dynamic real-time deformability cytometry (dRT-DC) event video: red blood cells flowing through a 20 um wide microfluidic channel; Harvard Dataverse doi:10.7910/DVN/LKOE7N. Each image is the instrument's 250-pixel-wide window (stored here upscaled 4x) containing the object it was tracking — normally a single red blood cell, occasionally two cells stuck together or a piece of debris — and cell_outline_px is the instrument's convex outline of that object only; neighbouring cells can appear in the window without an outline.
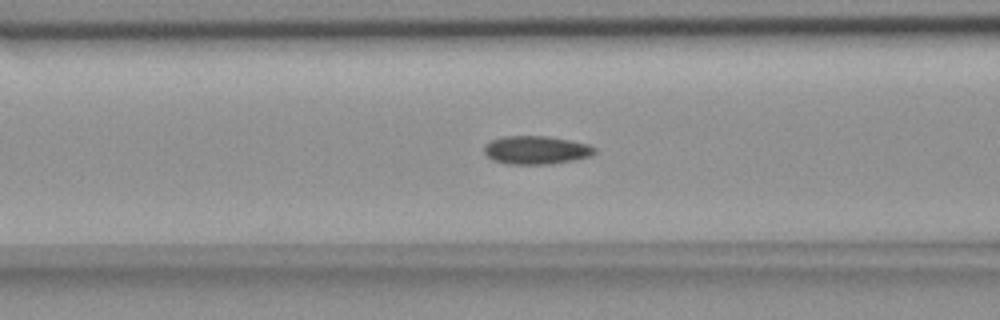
{"species": "common noctule bat (a hibernating species)", "species_latin": "Nyctalus noctula", "temperature_condition": "room temperature", "stored_images_in_passage": 42, "camera_frame_rate_fps": 3000, "um_per_image_px": 0.085, "animal": {"sex": "female", "body_mass_g": 18.4}, "frame": {"image": 1, "passage_image": 16, "time_ms": 5.0, "image_size_px": [1000, 320], "cell_outline_px": [[596, 152], [592, 156], [576, 160], [552, 164], [508, 164], [492, 160], [484, 152], [484, 144], [492, 140], [504, 136], [544, 136], [568, 140], [588, 144], [596, 148]], "centroid_in_image_um": [45.59, 12.76], "position_along_channel_um": 121.0, "area_um2": 18.32}}
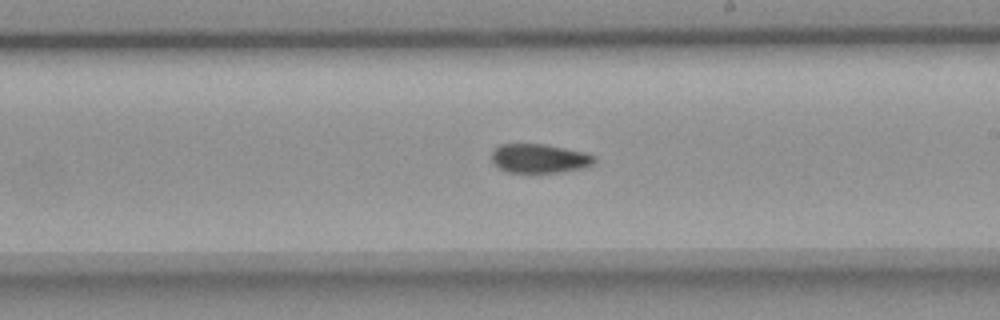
{"frame": {"image": 2, "passage_image": 26, "time_ms": 8.333, "image_size_px": [1000, 320], "cell_outline_px": [[596, 160], [592, 164], [584, 168], [560, 172], [508, 172], [492, 164], [492, 152], [500, 144], [544, 144], [588, 152], [596, 156]], "centroid_in_image_um": [45.88, 13.46], "position_along_channel_um": 243.1, "area_um2": 17.51}}
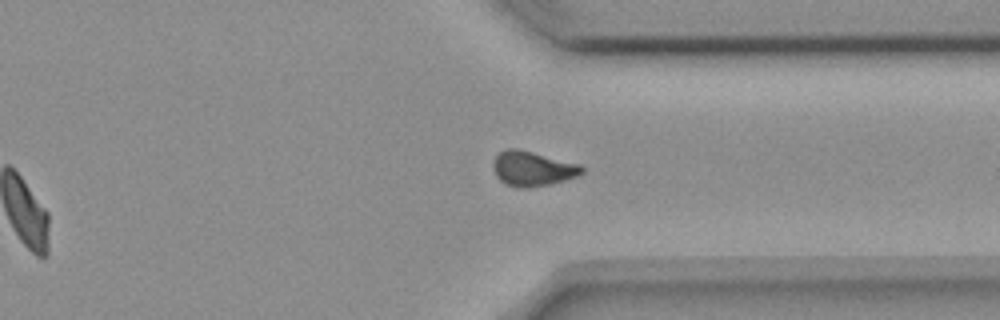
{"frame": {"image": 3, "passage_image": 36, "time_ms": 11.667, "image_size_px": [1000, 320], "cell_outline_px": [[584, 172], [576, 176], [564, 180], [548, 184], [528, 188], [504, 184], [496, 176], [492, 164], [496, 156], [500, 152], [508, 148], [516, 148], [580, 164], [584, 168]], "centroid_in_image_um": [45.25, 14.33], "position_along_channel_um": 366.1, "area_um2": 17.74}, "authors_computed_cell_mechanics": {"area_um2": 17.918, "velocity_mm_per_s": 3.6835, "shape_relaxation_time_tau1_ms": 5.9774, "shape_relaxation_time_tau2_ms": 5.3829, "deformation_change_tau1": 0.1272, "deformation_change_tau2": 0.0965}}